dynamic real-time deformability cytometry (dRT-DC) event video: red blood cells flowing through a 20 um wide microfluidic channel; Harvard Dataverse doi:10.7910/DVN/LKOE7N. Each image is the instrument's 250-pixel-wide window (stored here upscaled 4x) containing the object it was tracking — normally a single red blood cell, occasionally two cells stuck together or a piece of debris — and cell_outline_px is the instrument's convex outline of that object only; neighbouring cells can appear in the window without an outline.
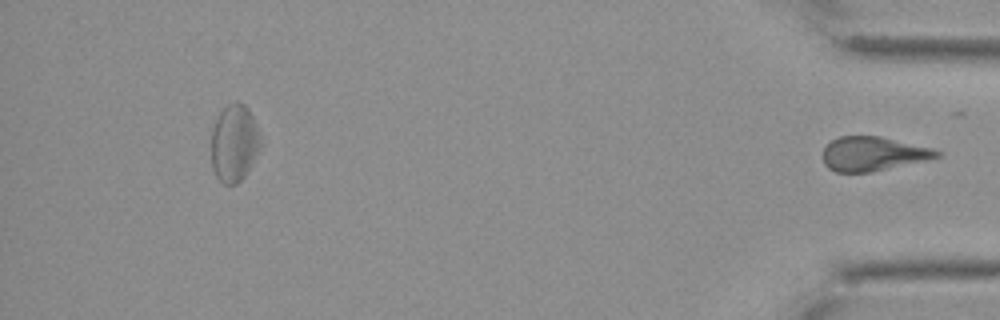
{"species": "Egyptian fruit bat (a non-hibernating species)", "species_latin": "Rousettus aegyptiacus", "temperature_condition": "cold", "stored_images_in_passage": 51, "segment_of_instrument_passage": [3, 3], "camera_frame_rate_fps": 3000, "um_per_image_px": 0.085, "animal": {"sex": "female"}, "frame": {"image": 1, "passage_image": 51, "time_ms": 16.667, "image_size_px": [1000, 320], "cell_outline_px": [[940, 156], [924, 160], [868, 172], [836, 172], [828, 168], [824, 164], [824, 148], [832, 140], [840, 136], [880, 136], [932, 148], [940, 152]], "centroid_in_image_um": [74.17, 13.06], "position_along_channel_um": 361.0, "area_um2": 22.2}}